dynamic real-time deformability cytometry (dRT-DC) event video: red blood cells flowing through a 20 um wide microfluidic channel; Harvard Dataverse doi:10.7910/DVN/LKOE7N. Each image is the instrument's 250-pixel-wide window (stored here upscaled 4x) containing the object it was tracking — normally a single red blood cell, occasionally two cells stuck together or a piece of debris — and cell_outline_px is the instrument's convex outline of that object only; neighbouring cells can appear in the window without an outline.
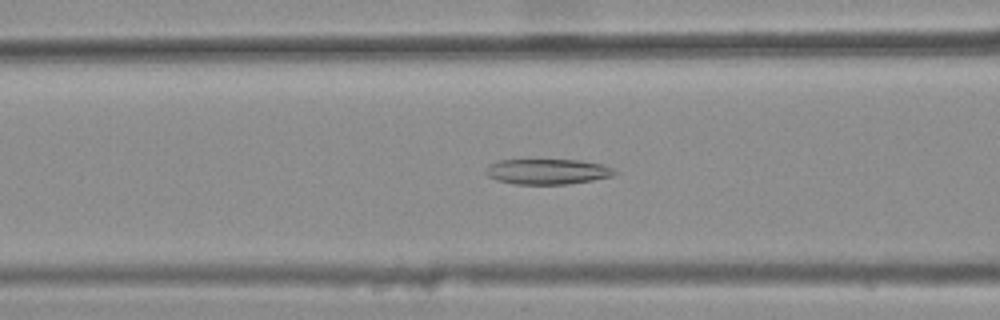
{"species": "common noctule bat (a hibernating species)", "species_latin": "Nyctalus noctula", "temperature_condition": "warm", "stored_images_in_passage": 37, "camera_frame_rate_fps": 3000, "um_per_image_px": 0.085, "animal": {"sex": "female", "body_mass_g": 25.1}, "frame": {"image": 1, "passage_image": 13, "time_ms": 4.0, "image_size_px": [1000, 320], "cell_outline_px": [[616, 172], [612, 176], [592, 180], [568, 184], [512, 184], [496, 180], [488, 176], [484, 172], [484, 168], [488, 164], [500, 160], [580, 160], [604, 164], [612, 168]], "centroid_in_image_um": [46.48, 14.58], "position_along_channel_um": 120.1, "area_um2": 19.19}}
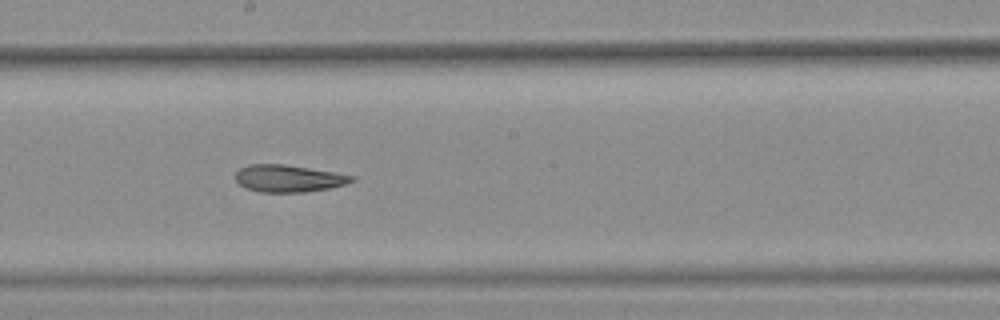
{"frame": {"image": 2, "passage_image": 21, "time_ms": 6.667, "image_size_px": [1000, 320], "cell_outline_px": [[356, 180], [344, 184], [328, 188], [304, 192], [260, 192], [244, 188], [236, 180], [236, 172], [240, 168], [248, 164], [284, 164], [336, 172], [356, 176]], "centroid_in_image_um": [24.52, 15.16], "position_along_channel_um": 223.7, "area_um2": 18.44}}
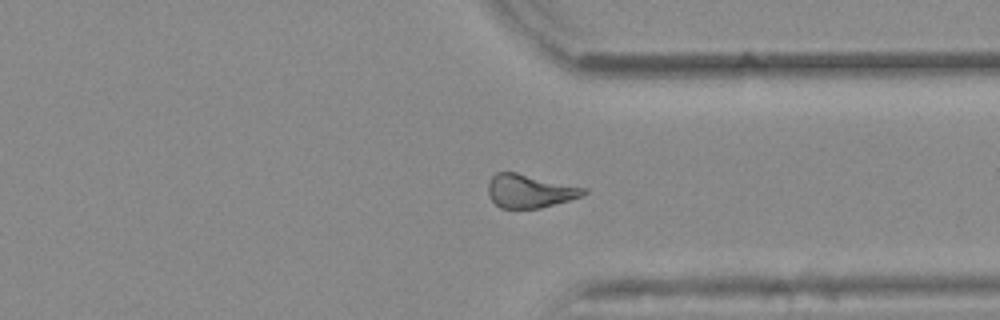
{"frame": {"image": 3, "passage_image": 32, "time_ms": 10.333, "image_size_px": [1000, 320], "cell_outline_px": [[588, 192], [580, 196], [568, 200], [540, 208], [500, 208], [488, 196], [488, 180], [496, 172], [516, 172], [588, 188]], "centroid_in_image_um": [45.0, 16.23], "position_along_channel_um": 366.4, "area_um2": 18.61}, "authors_computed_cell_mechanics": {"area_um2": 19.1318, "velocity_mm_per_s": 3.8919, "shape_relaxation_time_tau1_ms": null, "shape_relaxation_time_tau2_ms": 8.6262, "deformation_change_tau1": null, "deformation_change_tau2": 0.1996}}